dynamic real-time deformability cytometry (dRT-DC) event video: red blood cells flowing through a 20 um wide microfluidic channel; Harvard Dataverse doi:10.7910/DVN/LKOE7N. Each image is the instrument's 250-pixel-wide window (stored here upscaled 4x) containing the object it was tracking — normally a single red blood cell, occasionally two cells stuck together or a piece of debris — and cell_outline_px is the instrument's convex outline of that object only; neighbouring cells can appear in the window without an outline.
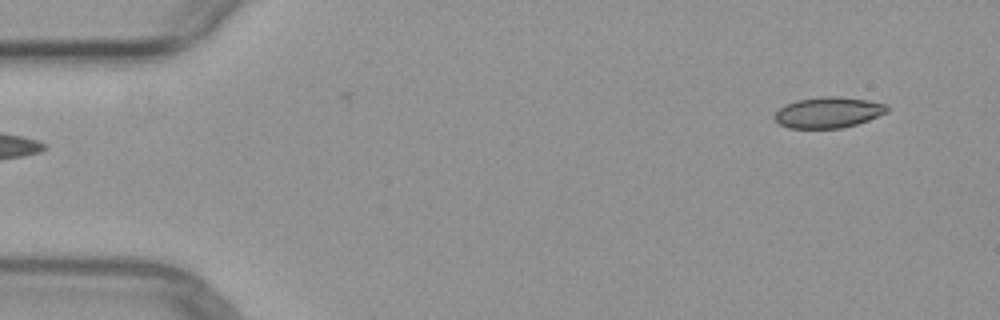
{"species": "common noctule bat (a hibernating species)", "species_latin": "Nyctalus noctula", "temperature_condition": "warm", "stored_images_in_passage": 2, "camera_frame_rate_fps": 3000, "um_per_image_px": 0.085, "animal": {"sex": "female", "body_mass_g": 29.2, "forearm_length_mm": 56.3}, "frame": {"image": 1, "passage_image": 2, "time_ms": 1.333, "image_size_px": [1000, 320], "cell_outline_px": [[888, 112], [868, 120], [856, 124], [840, 128], [788, 128], [780, 124], [772, 116], [784, 104], [796, 100], [824, 96], [836, 96], [868, 100], [888, 104]], "centroid_in_image_um": [70.4, 9.55], "position_along_channel_um": 14.6, "area_um2": 20.29}}